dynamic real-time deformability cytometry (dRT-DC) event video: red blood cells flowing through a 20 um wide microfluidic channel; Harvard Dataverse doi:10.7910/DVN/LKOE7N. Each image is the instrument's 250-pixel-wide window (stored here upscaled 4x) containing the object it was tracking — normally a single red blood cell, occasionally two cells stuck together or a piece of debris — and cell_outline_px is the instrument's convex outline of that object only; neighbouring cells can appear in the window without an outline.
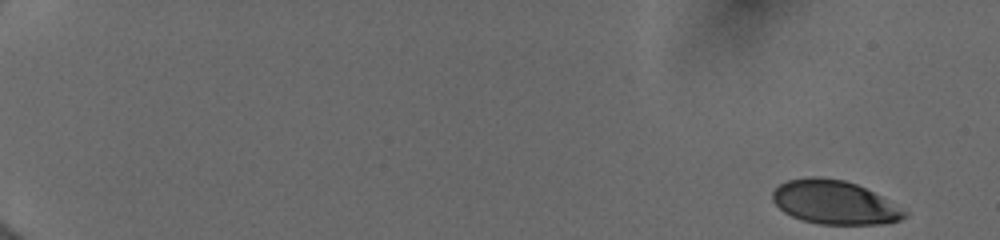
{"species": "human", "species_latin": "Homo sapiens", "temperature_condition": "cold", "stored_images_in_passage": 52, "camera_frame_rate_fps": 3000, "um_per_image_px": 0.085, "donor": {"sex": "female"}, "frame": {"image": 1, "passage_image": 1, "time_ms": 0.0, "image_size_px": [1000, 240], "cell_outline_px": [[908, 216], [900, 220], [880, 224], [820, 224], [804, 220], [792, 216], [784, 212], [772, 200], [772, 192], [780, 184], [788, 180], [808, 176], [820, 176], [844, 180], [856, 184], [880, 196], [908, 212]], "centroid_in_image_um": [70.91, 17.19], "position_along_channel_um": 14.1, "area_um2": 33.35}}
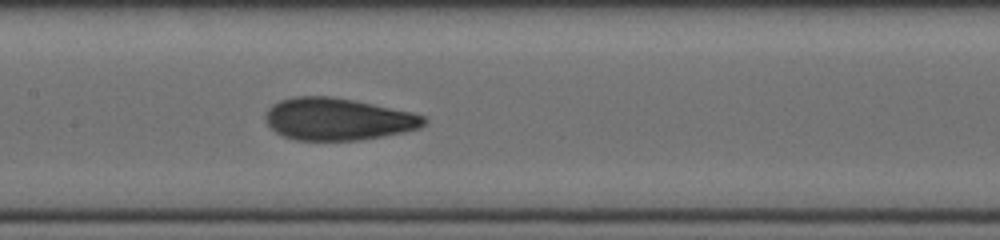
{"frame": {"image": 2, "passage_image": 28, "time_ms": 9.0, "image_size_px": [1000, 240], "cell_outline_px": [[428, 124], [420, 128], [404, 132], [384, 136], [360, 140], [296, 140], [284, 136], [276, 132], [264, 120], [264, 116], [268, 108], [272, 104], [280, 100], [296, 96], [332, 96], [356, 100], [412, 112], [424, 116], [428, 120]], "centroid_in_image_um": [28.74, 10.12], "position_along_channel_um": 178.7, "area_um2": 39.3}}
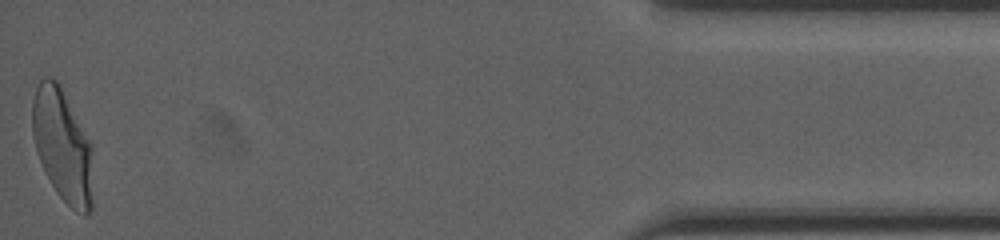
{"frame": {"image": 3, "passage_image": 52, "time_ms": 17.0, "image_size_px": [1000, 240], "cell_outline_px": [[92, 208], [84, 216], [76, 212], [56, 192], [40, 160], [32, 136], [32, 100], [36, 88], [40, 80], [44, 76], [52, 76], [60, 84], [92, 144]], "centroid_in_image_um": [5.32, 12.33], "position_along_channel_um": 429.9, "area_um2": 39.94}, "authors_computed_cell_mechanics": {"area_um2": 38.0902, "velocity_mm_per_s": 3.9908, "shape_relaxation_time_tau1_ms": 5.7365, "shape_relaxation_time_tau2_ms": 0.7022, "deformation_change_tau1": 0.1971, "deformation_change_tau2": 0.059}}